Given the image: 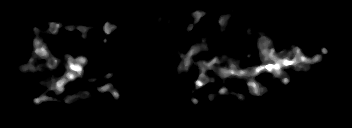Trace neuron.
Here are the masks:
<instances>
[{"label":"neuron","mask_w":352,"mask_h":128,"mask_svg":"<svg viewBox=\"0 0 352 128\" xmlns=\"http://www.w3.org/2000/svg\"><path fill=\"white\" fill-rule=\"evenodd\" d=\"M202 12H194L193 16L195 17V23H198L199 18L201 16H203ZM220 26L225 29L226 24H229V22H227V19H225V16L219 17L218 19ZM61 23H53V27L50 28L49 33L50 34H56L57 33V28L61 27ZM64 26V25H63ZM79 30H85L87 31L88 28L86 26H82V27H78ZM104 33L108 34L110 33V25H105V29H104ZM261 39L258 43V47H259V54L262 55V59L267 61V60H272V63L270 64H265V65H260L257 66L255 68H251V69H242V70H238L237 66L235 63H233L232 61L229 60L228 64L229 67L228 68H223L220 69L218 67H214L212 66L211 63H220V59H218V57H215L210 64H205V65H201V72L200 75L198 77V79L195 81V84L197 86V88H199L200 86L206 85L207 81V76H205V74H209L210 71L215 73H218L221 76V78H225L226 76L230 75V76H236V77H243V78H247L251 75L257 74L261 71H271L273 72V74L276 76V78H278L279 76L282 75L283 71L281 70L283 67H297V66H301L304 68H306V64L308 63H315L316 61H320L322 59V56L320 54H316L314 57H308L306 58L305 56L302 55L300 49L298 48H294L293 52L295 53V55H292L291 52H287L285 56L282 55H276L275 52L273 50H271L270 52L267 51V46H268V42L266 39V36L261 34ZM198 47L194 46L191 47V49L188 51V53L186 54V58L184 59V61L181 62V67L184 70H188V64L190 63L192 57L194 56L195 52H198ZM37 56H40V58H49V62H50V68H52V65L55 66V64H60V62L56 59H53L52 55L50 54V52L47 50V45L42 44V40L36 39L34 42V47H33V58H31L29 60V64L28 66H26V69L28 70H39L42 67L40 65H34V61L35 58ZM67 57V64H68V73L65 74L64 77L62 78H57V79H50L49 82L52 83L53 85L52 90H55L58 93L63 92V90L65 89V85L66 83H68L69 81H71L73 78L75 77H81L83 78V69L84 67L87 65V62L83 59V58H77L76 61H73L71 56H66ZM206 69H209L208 73L206 72ZM112 77V74L109 73L106 76V79H110ZM204 78V79H203ZM53 81V82H52ZM290 81V77L288 76V74H285L284 77L281 80V83L286 85V83H288ZM247 85L249 86L250 90L252 91V93H254V95L259 96L260 94H262V90L260 89V86L253 81L252 79H249L247 82ZM111 84H108L104 87H102L100 89V91H106L108 89H110ZM112 93L114 94V96L116 98H119L121 96V93L118 90H113ZM228 93V91L225 88H222L217 95H221V94H226ZM50 97H44L41 96L39 98H35L33 100V102H35L36 104H39L43 101H50ZM75 98L73 97H66V99L64 100L65 104H68L72 101H74ZM198 100L194 97L192 99V103L197 104Z\"/></svg>","instance_id":"neuron-1"}]
</instances>
